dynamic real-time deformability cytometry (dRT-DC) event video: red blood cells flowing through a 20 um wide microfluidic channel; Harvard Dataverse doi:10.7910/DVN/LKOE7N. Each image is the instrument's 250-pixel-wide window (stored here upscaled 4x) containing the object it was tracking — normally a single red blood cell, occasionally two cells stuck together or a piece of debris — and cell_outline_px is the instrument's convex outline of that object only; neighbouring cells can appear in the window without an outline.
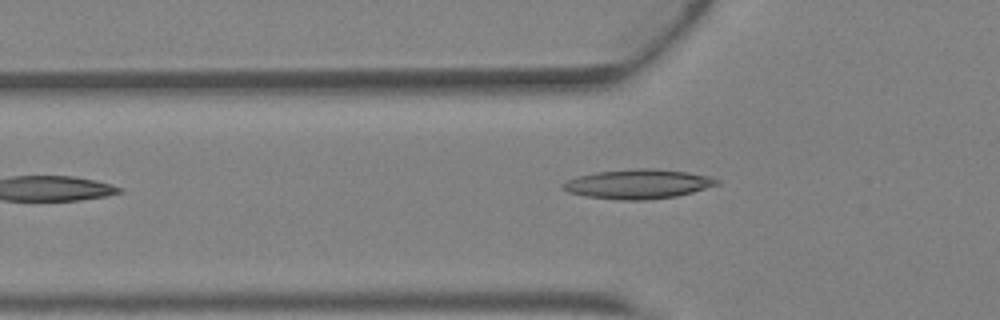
{"species": "Egyptian fruit bat (a non-hibernating species)", "species_latin": "Rousettus aegyptiacus", "temperature_condition": "warm", "stored_images_in_passage": 4, "camera_frame_rate_fps": 3000, "um_per_image_px": 0.085, "animal": {"sex": "female"}, "frame": {"image": 1, "passage_image": 4, "time_ms": 1.0, "image_size_px": [1000, 320], "cell_outline_px": [[720, 184], [692, 192], [676, 196], [644, 200], [620, 200], [584, 196], [568, 192], [560, 188], [560, 184], [576, 176], [596, 172], [636, 168], [656, 168], [688, 172], [708, 176], [720, 180]], "centroid_in_image_um": [54.2, 15.63], "position_along_channel_um": 71.6, "area_um2": 26.59}}